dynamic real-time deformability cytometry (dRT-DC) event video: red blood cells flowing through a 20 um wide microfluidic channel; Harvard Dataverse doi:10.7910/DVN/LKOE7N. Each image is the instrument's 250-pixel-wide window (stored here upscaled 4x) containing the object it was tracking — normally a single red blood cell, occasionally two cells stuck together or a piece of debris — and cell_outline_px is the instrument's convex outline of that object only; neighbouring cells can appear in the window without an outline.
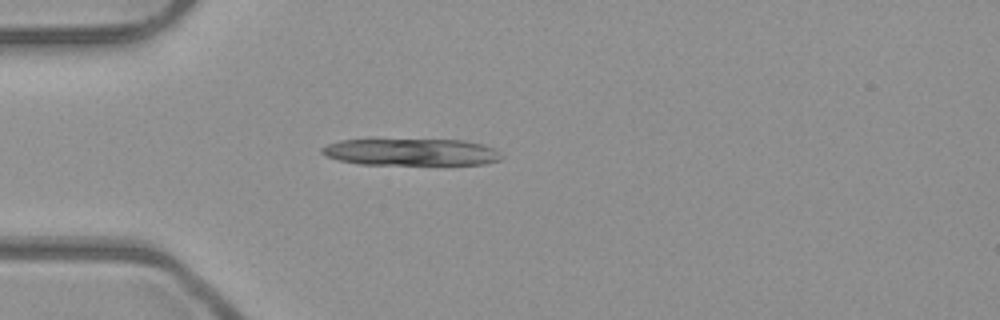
{"species": "common noctule bat (a hibernating species)", "species_latin": "Nyctalus noctula", "temperature_condition": "room temperature", "stored_images_in_passage": 4, "camera_frame_rate_fps": 3000, "um_per_image_px": 0.085, "animal": {"sex": "male", "body_mass_g": 23.1, "forearm_length_mm": 52.7}, "frame": {"image": 1, "passage_image": 3, "time_ms": 0.667, "image_size_px": [1000, 320], "cell_outline_px": [[500, 160], [484, 164], [360, 164], [340, 160], [324, 156], [320, 152], [320, 148], [328, 144], [340, 140], [464, 140], [480, 144], [492, 148], [500, 156]], "centroid_in_image_um": [34.87, 12.93], "position_along_channel_um": 50.1, "area_um2": 27.74}}